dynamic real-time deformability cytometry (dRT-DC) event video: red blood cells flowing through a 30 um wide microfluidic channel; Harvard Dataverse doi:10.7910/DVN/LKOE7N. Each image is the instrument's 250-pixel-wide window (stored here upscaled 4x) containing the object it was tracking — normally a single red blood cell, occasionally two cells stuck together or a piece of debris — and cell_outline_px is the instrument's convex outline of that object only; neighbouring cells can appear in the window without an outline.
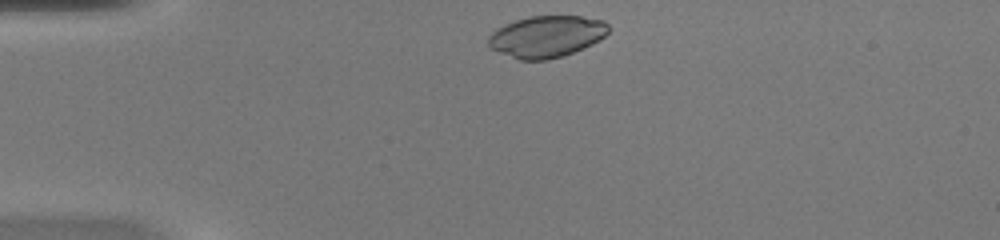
{"species": "common noctule bat (a hibernating species)", "species_latin": "Nyctalus noctula", "temperature_condition": "warm", "stored_images_in_passage": 32, "camera_frame_rate_fps": 3000, "um_per_image_px": 0.085, "animal": {"sex": "female", "body_mass_g": 20.0, "forearm_length_mm": 54.0}, "frame": {"image": 1, "passage_image": 1, "time_ms": 0.0, "image_size_px": [1000, 240], "cell_outline_px": [[608, 32], [604, 36], [592, 44], [584, 48], [564, 56], [548, 60], [520, 60], [500, 52], [492, 48], [488, 44], [488, 36], [496, 28], [504, 24], [528, 16], [580, 16], [604, 20], [608, 24]], "centroid_in_image_um": [46.46, 3.1], "position_along_channel_um": 38.5, "area_um2": 29.19}}
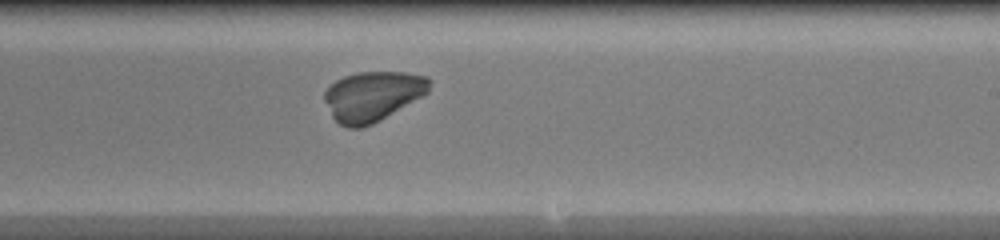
{"frame": {"image": 2, "passage_image": 20, "time_ms": 6.333, "image_size_px": [1000, 240], "cell_outline_px": [[432, 80], [428, 92], [380, 120], [372, 124], [360, 128], [348, 128], [340, 124], [332, 116], [324, 100], [324, 92], [336, 80], [344, 76], [356, 72], [404, 72], [428, 76]], "centroid_in_image_um": [31.68, 8.16], "position_along_channel_um": 257.3, "area_um2": 30.35}}
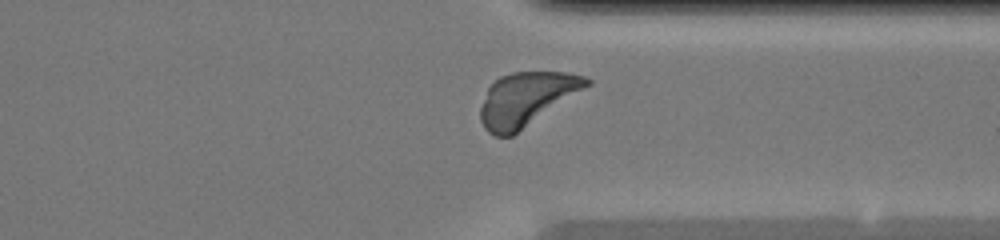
{"frame": {"image": 3, "passage_image": 28, "time_ms": 9.0, "image_size_px": [1000, 240], "cell_outline_px": [[592, 84], [512, 136], [496, 136], [488, 132], [484, 128], [480, 120], [480, 108], [488, 88], [500, 76], [512, 72], [568, 72], [584, 76], [592, 80]], "centroid_in_image_um": [44.75, 8.42], "position_along_channel_um": 366.6, "area_um2": 33.0}}